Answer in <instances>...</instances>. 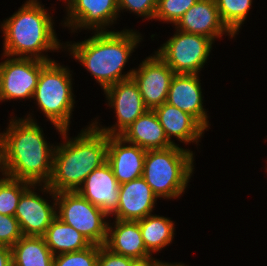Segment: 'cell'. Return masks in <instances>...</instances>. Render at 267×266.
<instances>
[{
    "label": "cell",
    "mask_w": 267,
    "mask_h": 266,
    "mask_svg": "<svg viewBox=\"0 0 267 266\" xmlns=\"http://www.w3.org/2000/svg\"><path fill=\"white\" fill-rule=\"evenodd\" d=\"M3 134V175L34 185L48 183L55 147L50 149L42 130L30 117L10 122ZM53 150V151H52Z\"/></svg>",
    "instance_id": "obj_1"
},
{
    "label": "cell",
    "mask_w": 267,
    "mask_h": 266,
    "mask_svg": "<svg viewBox=\"0 0 267 266\" xmlns=\"http://www.w3.org/2000/svg\"><path fill=\"white\" fill-rule=\"evenodd\" d=\"M86 130L54 150L47 185L55 193L77 191L86 177L107 161L108 135L94 124Z\"/></svg>",
    "instance_id": "obj_2"
},
{
    "label": "cell",
    "mask_w": 267,
    "mask_h": 266,
    "mask_svg": "<svg viewBox=\"0 0 267 266\" xmlns=\"http://www.w3.org/2000/svg\"><path fill=\"white\" fill-rule=\"evenodd\" d=\"M96 33L87 40L70 45V49L73 57L91 72L105 90L119 81L132 78L134 70L126 75L121 72L141 38L129 30Z\"/></svg>",
    "instance_id": "obj_3"
},
{
    "label": "cell",
    "mask_w": 267,
    "mask_h": 266,
    "mask_svg": "<svg viewBox=\"0 0 267 266\" xmlns=\"http://www.w3.org/2000/svg\"><path fill=\"white\" fill-rule=\"evenodd\" d=\"M4 22V55L30 58L31 54V58L52 61L39 53L48 49L57 50L60 44L55 36L51 16L37 0L27 1Z\"/></svg>",
    "instance_id": "obj_4"
},
{
    "label": "cell",
    "mask_w": 267,
    "mask_h": 266,
    "mask_svg": "<svg viewBox=\"0 0 267 266\" xmlns=\"http://www.w3.org/2000/svg\"><path fill=\"white\" fill-rule=\"evenodd\" d=\"M192 167L193 153L175 144L147 150L142 177L157 197L175 198L184 192Z\"/></svg>",
    "instance_id": "obj_5"
},
{
    "label": "cell",
    "mask_w": 267,
    "mask_h": 266,
    "mask_svg": "<svg viewBox=\"0 0 267 266\" xmlns=\"http://www.w3.org/2000/svg\"><path fill=\"white\" fill-rule=\"evenodd\" d=\"M71 74L55 61L49 62L42 70L33 98L46 117L67 139V130L74 105L71 89Z\"/></svg>",
    "instance_id": "obj_6"
},
{
    "label": "cell",
    "mask_w": 267,
    "mask_h": 266,
    "mask_svg": "<svg viewBox=\"0 0 267 266\" xmlns=\"http://www.w3.org/2000/svg\"><path fill=\"white\" fill-rule=\"evenodd\" d=\"M53 194L56 206L59 205L57 217L69 224L86 239L95 245H105L107 240L108 223L104 221L108 215L99 207L94 206L77 191L58 192L52 191L44 184V191Z\"/></svg>",
    "instance_id": "obj_7"
},
{
    "label": "cell",
    "mask_w": 267,
    "mask_h": 266,
    "mask_svg": "<svg viewBox=\"0 0 267 266\" xmlns=\"http://www.w3.org/2000/svg\"><path fill=\"white\" fill-rule=\"evenodd\" d=\"M213 40L179 30L157 54L175 74H198L206 62Z\"/></svg>",
    "instance_id": "obj_8"
},
{
    "label": "cell",
    "mask_w": 267,
    "mask_h": 266,
    "mask_svg": "<svg viewBox=\"0 0 267 266\" xmlns=\"http://www.w3.org/2000/svg\"><path fill=\"white\" fill-rule=\"evenodd\" d=\"M48 63L19 56L0 63V100L33 98L41 70Z\"/></svg>",
    "instance_id": "obj_9"
},
{
    "label": "cell",
    "mask_w": 267,
    "mask_h": 266,
    "mask_svg": "<svg viewBox=\"0 0 267 266\" xmlns=\"http://www.w3.org/2000/svg\"><path fill=\"white\" fill-rule=\"evenodd\" d=\"M133 71L132 78L137 83L145 107L154 110L168 98L174 71L156 54L148 57Z\"/></svg>",
    "instance_id": "obj_10"
},
{
    "label": "cell",
    "mask_w": 267,
    "mask_h": 266,
    "mask_svg": "<svg viewBox=\"0 0 267 266\" xmlns=\"http://www.w3.org/2000/svg\"><path fill=\"white\" fill-rule=\"evenodd\" d=\"M104 92L109 99V105L115 108L118 122L114 128L100 129L97 127L108 136L120 135L148 110L143 102L139 87L133 78L119 81L107 87ZM117 130L118 132H116Z\"/></svg>",
    "instance_id": "obj_11"
},
{
    "label": "cell",
    "mask_w": 267,
    "mask_h": 266,
    "mask_svg": "<svg viewBox=\"0 0 267 266\" xmlns=\"http://www.w3.org/2000/svg\"><path fill=\"white\" fill-rule=\"evenodd\" d=\"M29 187L22 195L14 217L18 220L24 236H44L47 228L57 215L56 201L50 206Z\"/></svg>",
    "instance_id": "obj_12"
},
{
    "label": "cell",
    "mask_w": 267,
    "mask_h": 266,
    "mask_svg": "<svg viewBox=\"0 0 267 266\" xmlns=\"http://www.w3.org/2000/svg\"><path fill=\"white\" fill-rule=\"evenodd\" d=\"M83 184L77 192L94 206L101 208L108 216L117 209L120 184L107 161L93 170Z\"/></svg>",
    "instance_id": "obj_13"
},
{
    "label": "cell",
    "mask_w": 267,
    "mask_h": 266,
    "mask_svg": "<svg viewBox=\"0 0 267 266\" xmlns=\"http://www.w3.org/2000/svg\"><path fill=\"white\" fill-rule=\"evenodd\" d=\"M158 198L143 177L121 184L117 209L112 213L122 221H138L150 215Z\"/></svg>",
    "instance_id": "obj_14"
},
{
    "label": "cell",
    "mask_w": 267,
    "mask_h": 266,
    "mask_svg": "<svg viewBox=\"0 0 267 266\" xmlns=\"http://www.w3.org/2000/svg\"><path fill=\"white\" fill-rule=\"evenodd\" d=\"M124 143L119 135L108 136L107 162L120 185L142 177L147 152L137 145Z\"/></svg>",
    "instance_id": "obj_15"
},
{
    "label": "cell",
    "mask_w": 267,
    "mask_h": 266,
    "mask_svg": "<svg viewBox=\"0 0 267 266\" xmlns=\"http://www.w3.org/2000/svg\"><path fill=\"white\" fill-rule=\"evenodd\" d=\"M175 25L178 30L203 35L213 41L222 36L223 32L234 36L222 21L215 0H198Z\"/></svg>",
    "instance_id": "obj_16"
},
{
    "label": "cell",
    "mask_w": 267,
    "mask_h": 266,
    "mask_svg": "<svg viewBox=\"0 0 267 266\" xmlns=\"http://www.w3.org/2000/svg\"><path fill=\"white\" fill-rule=\"evenodd\" d=\"M67 25L76 28H95L96 31L108 26L118 15V0H69ZM111 21V22H110ZM75 24V25H74Z\"/></svg>",
    "instance_id": "obj_17"
},
{
    "label": "cell",
    "mask_w": 267,
    "mask_h": 266,
    "mask_svg": "<svg viewBox=\"0 0 267 266\" xmlns=\"http://www.w3.org/2000/svg\"><path fill=\"white\" fill-rule=\"evenodd\" d=\"M201 93L198 74H175L166 102L192 115L206 129L208 117L202 106Z\"/></svg>",
    "instance_id": "obj_18"
},
{
    "label": "cell",
    "mask_w": 267,
    "mask_h": 266,
    "mask_svg": "<svg viewBox=\"0 0 267 266\" xmlns=\"http://www.w3.org/2000/svg\"><path fill=\"white\" fill-rule=\"evenodd\" d=\"M115 229L109 227L105 246L112 252L133 258L146 260L151 258L143 242L138 221H122L116 219Z\"/></svg>",
    "instance_id": "obj_19"
},
{
    "label": "cell",
    "mask_w": 267,
    "mask_h": 266,
    "mask_svg": "<svg viewBox=\"0 0 267 266\" xmlns=\"http://www.w3.org/2000/svg\"><path fill=\"white\" fill-rule=\"evenodd\" d=\"M164 133L170 143L171 136H175L184 143L193 142L202 136L205 128L190 114L165 102L154 109Z\"/></svg>",
    "instance_id": "obj_20"
},
{
    "label": "cell",
    "mask_w": 267,
    "mask_h": 266,
    "mask_svg": "<svg viewBox=\"0 0 267 266\" xmlns=\"http://www.w3.org/2000/svg\"><path fill=\"white\" fill-rule=\"evenodd\" d=\"M119 136L126 143L145 150L166 149L173 145L168 141L154 110H147Z\"/></svg>",
    "instance_id": "obj_21"
},
{
    "label": "cell",
    "mask_w": 267,
    "mask_h": 266,
    "mask_svg": "<svg viewBox=\"0 0 267 266\" xmlns=\"http://www.w3.org/2000/svg\"><path fill=\"white\" fill-rule=\"evenodd\" d=\"M43 237L54 256L57 255V252H59L58 254L76 252L92 245L84 235L57 216L51 222Z\"/></svg>",
    "instance_id": "obj_22"
},
{
    "label": "cell",
    "mask_w": 267,
    "mask_h": 266,
    "mask_svg": "<svg viewBox=\"0 0 267 266\" xmlns=\"http://www.w3.org/2000/svg\"><path fill=\"white\" fill-rule=\"evenodd\" d=\"M13 266H53L54 255L42 236H22L12 247Z\"/></svg>",
    "instance_id": "obj_23"
},
{
    "label": "cell",
    "mask_w": 267,
    "mask_h": 266,
    "mask_svg": "<svg viewBox=\"0 0 267 266\" xmlns=\"http://www.w3.org/2000/svg\"><path fill=\"white\" fill-rule=\"evenodd\" d=\"M138 222L144 245L150 254L172 242L174 224L170 219L150 214Z\"/></svg>",
    "instance_id": "obj_24"
},
{
    "label": "cell",
    "mask_w": 267,
    "mask_h": 266,
    "mask_svg": "<svg viewBox=\"0 0 267 266\" xmlns=\"http://www.w3.org/2000/svg\"><path fill=\"white\" fill-rule=\"evenodd\" d=\"M5 177L0 179V214L14 216L21 195L34 184Z\"/></svg>",
    "instance_id": "obj_25"
},
{
    "label": "cell",
    "mask_w": 267,
    "mask_h": 266,
    "mask_svg": "<svg viewBox=\"0 0 267 266\" xmlns=\"http://www.w3.org/2000/svg\"><path fill=\"white\" fill-rule=\"evenodd\" d=\"M220 17L235 35L246 19L252 0H215Z\"/></svg>",
    "instance_id": "obj_26"
},
{
    "label": "cell",
    "mask_w": 267,
    "mask_h": 266,
    "mask_svg": "<svg viewBox=\"0 0 267 266\" xmlns=\"http://www.w3.org/2000/svg\"><path fill=\"white\" fill-rule=\"evenodd\" d=\"M99 245L92 244L84 250L54 256L53 266H97Z\"/></svg>",
    "instance_id": "obj_27"
},
{
    "label": "cell",
    "mask_w": 267,
    "mask_h": 266,
    "mask_svg": "<svg viewBox=\"0 0 267 266\" xmlns=\"http://www.w3.org/2000/svg\"><path fill=\"white\" fill-rule=\"evenodd\" d=\"M198 0H157V9L154 18L169 21L174 24Z\"/></svg>",
    "instance_id": "obj_28"
},
{
    "label": "cell",
    "mask_w": 267,
    "mask_h": 266,
    "mask_svg": "<svg viewBox=\"0 0 267 266\" xmlns=\"http://www.w3.org/2000/svg\"><path fill=\"white\" fill-rule=\"evenodd\" d=\"M22 236L18 220L14 216L0 214V246L11 248Z\"/></svg>",
    "instance_id": "obj_29"
},
{
    "label": "cell",
    "mask_w": 267,
    "mask_h": 266,
    "mask_svg": "<svg viewBox=\"0 0 267 266\" xmlns=\"http://www.w3.org/2000/svg\"><path fill=\"white\" fill-rule=\"evenodd\" d=\"M118 9H128L138 15L154 19L157 0H118Z\"/></svg>",
    "instance_id": "obj_30"
},
{
    "label": "cell",
    "mask_w": 267,
    "mask_h": 266,
    "mask_svg": "<svg viewBox=\"0 0 267 266\" xmlns=\"http://www.w3.org/2000/svg\"><path fill=\"white\" fill-rule=\"evenodd\" d=\"M137 260L112 252L105 245L99 246L97 266H133Z\"/></svg>",
    "instance_id": "obj_31"
},
{
    "label": "cell",
    "mask_w": 267,
    "mask_h": 266,
    "mask_svg": "<svg viewBox=\"0 0 267 266\" xmlns=\"http://www.w3.org/2000/svg\"><path fill=\"white\" fill-rule=\"evenodd\" d=\"M0 266H13L12 250L7 246H0Z\"/></svg>",
    "instance_id": "obj_32"
},
{
    "label": "cell",
    "mask_w": 267,
    "mask_h": 266,
    "mask_svg": "<svg viewBox=\"0 0 267 266\" xmlns=\"http://www.w3.org/2000/svg\"><path fill=\"white\" fill-rule=\"evenodd\" d=\"M163 264V262L160 261H156L151 258L146 259V260H137L133 266H161Z\"/></svg>",
    "instance_id": "obj_33"
},
{
    "label": "cell",
    "mask_w": 267,
    "mask_h": 266,
    "mask_svg": "<svg viewBox=\"0 0 267 266\" xmlns=\"http://www.w3.org/2000/svg\"><path fill=\"white\" fill-rule=\"evenodd\" d=\"M2 165H4L3 134H0V168L4 172V167Z\"/></svg>",
    "instance_id": "obj_34"
},
{
    "label": "cell",
    "mask_w": 267,
    "mask_h": 266,
    "mask_svg": "<svg viewBox=\"0 0 267 266\" xmlns=\"http://www.w3.org/2000/svg\"><path fill=\"white\" fill-rule=\"evenodd\" d=\"M161 266H184V264H169V263H163Z\"/></svg>",
    "instance_id": "obj_35"
}]
</instances>
